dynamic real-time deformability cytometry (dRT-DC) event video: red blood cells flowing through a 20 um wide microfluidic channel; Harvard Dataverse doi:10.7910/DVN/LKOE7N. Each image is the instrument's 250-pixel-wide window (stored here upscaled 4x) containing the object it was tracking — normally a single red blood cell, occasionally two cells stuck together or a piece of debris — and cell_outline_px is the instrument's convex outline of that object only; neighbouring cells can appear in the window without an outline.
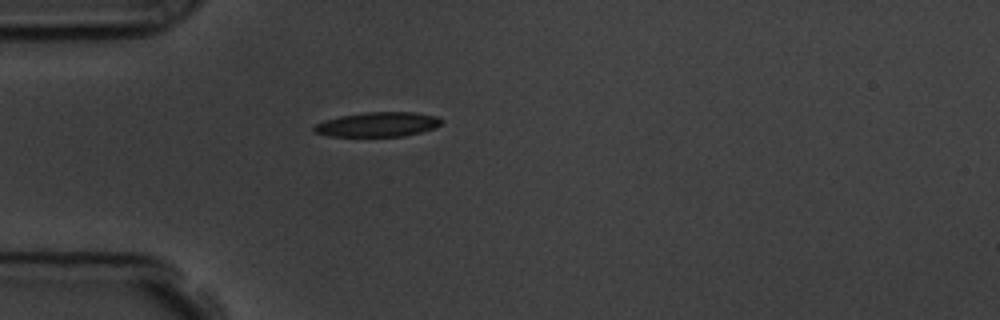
{"species": "common noctule bat (a hibernating species)", "species_latin": "Nyctalus noctula", "temperature_condition": "room temperature", "stored_images_in_passage": 42, "camera_frame_rate_fps": 3000, "um_per_image_px": 0.085, "animal": {"sex": "male", "body_mass_g": 19.5, "forearm_length_mm": 54.6}, "frame": {"image": 1, "passage_image": 1, "time_ms": 0.0, "image_size_px": [1000, 320], "cell_outline_px": [[444, 120], [440, 124], [432, 128], [420, 132], [404, 136], [328, 136], [312, 132], [312, 128], [316, 124], [324, 120], [340, 116], [364, 112], [412, 112], [436, 116]], "centroid_in_image_um": [32.06, 10.57], "position_along_channel_um": 52.9, "area_um2": 18.21}}
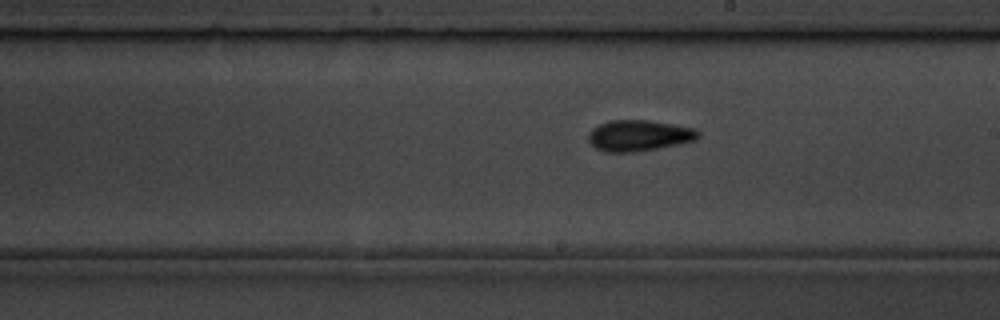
{"frame": {"image": 2, "passage_image": 17, "time_ms": 5.333, "image_size_px": [1000, 320], "cell_outline_px": [[700, 136], [696, 140], [656, 148], [632, 152], [604, 152], [596, 148], [588, 140], [588, 132], [592, 128], [608, 120], [648, 120], [696, 128], [700, 132]], "centroid_in_image_um": [54.3, 11.51], "position_along_channel_um": 234.7, "area_um2": 19.83}}
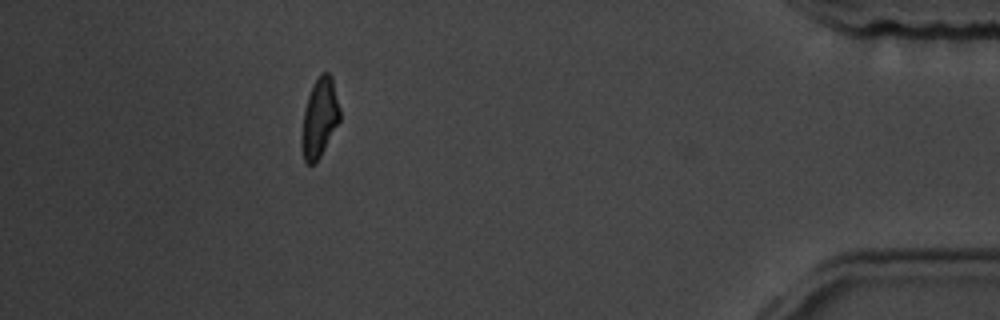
{"frame": {"image": 3, "passage_image": 36, "time_ms": 11.667, "image_size_px": [1000, 320], "cell_outline_px": [[340, 120], [320, 156], [312, 164], [308, 164], [304, 160], [300, 144], [300, 140], [304, 108], [312, 84], [320, 72], [328, 72], [332, 76], [340, 108]], "centroid_in_image_um": [27.14, 9.98], "position_along_channel_um": 408.1, "area_um2": 17.74}, "authors_computed_cell_mechanics": {"area_um2": 18.4671, "velocity_mm_per_s": 3.5739, "shape_relaxation_time_tau1_ms": 3.6416, "shape_relaxation_time_tau2_ms": 2.6594, "deformation_change_tau1": 0.1308, "deformation_change_tau2": 0.1063}}